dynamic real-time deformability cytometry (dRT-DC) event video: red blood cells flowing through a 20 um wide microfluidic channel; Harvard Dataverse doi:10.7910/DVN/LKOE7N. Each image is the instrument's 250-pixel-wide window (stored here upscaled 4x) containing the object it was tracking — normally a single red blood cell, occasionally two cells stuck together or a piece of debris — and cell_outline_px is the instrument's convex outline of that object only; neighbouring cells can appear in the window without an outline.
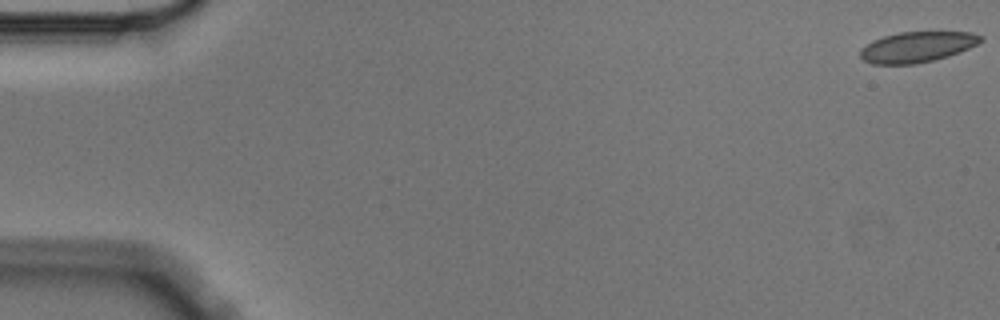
{"species": "Egyptian fruit bat (a non-hibernating species)", "species_latin": "Rousettus aegyptiacus", "temperature_condition": "cold", "stored_images_in_passage": 8, "camera_frame_rate_fps": 3000, "um_per_image_px": 0.085, "animal": {"sex": "male"}, "frame": {"image": 1, "passage_image": 1, "time_ms": 0.0, "image_size_px": [1000, 320], "cell_outline_px": [[984, 40], [960, 52], [948, 56], [916, 64], [872, 64], [864, 60], [860, 56], [860, 48], [872, 40], [884, 36], [900, 32], [972, 32], [984, 36]], "centroid_in_image_um": [77.95, 3.99], "position_along_channel_um": 7.0, "area_um2": 21.5}}
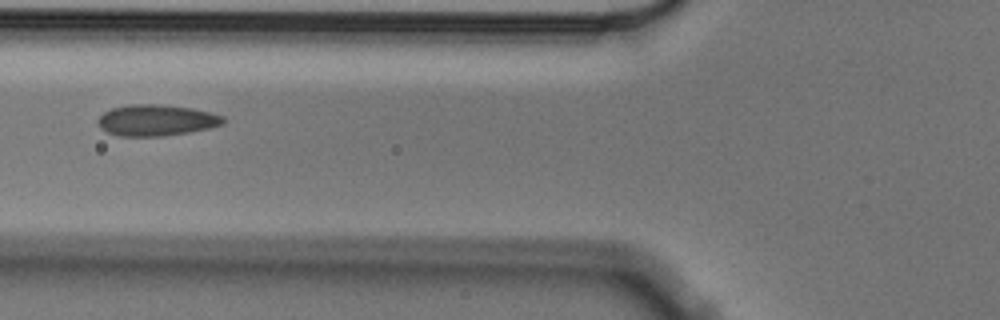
{"frame": {"image": 2, "passage_image": 7, "time_ms": 2.0, "image_size_px": [1000, 320], "cell_outline_px": [[224, 124], [208, 128], [188, 132], [164, 136], [120, 136], [108, 132], [100, 128], [96, 120], [104, 112], [112, 108], [128, 104], [156, 104], [192, 108], [212, 112], [224, 116]], "centroid_in_image_um": [13.28, 10.21], "position_along_channel_um": 112.5, "area_um2": 22.83}}
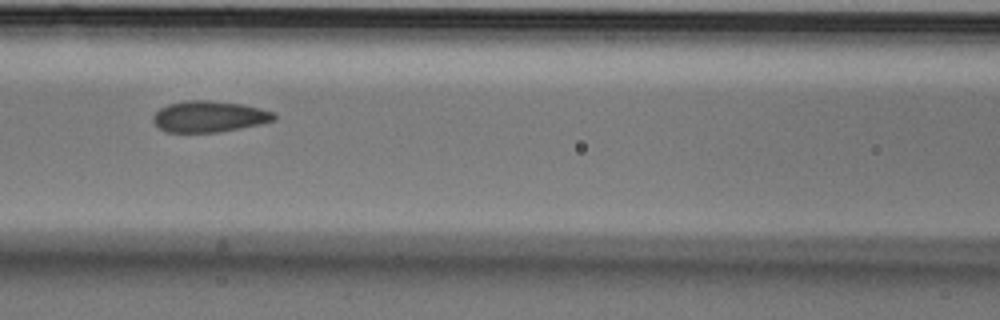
{"frame": {"image": 3, "passage_image": 8, "time_ms": 2.333, "image_size_px": [1000, 320], "cell_outline_px": [[276, 120], [260, 124], [220, 132], [168, 132], [160, 128], [152, 120], [152, 116], [160, 108], [168, 104], [184, 100], [208, 100], [244, 104], [276, 112]], "centroid_in_image_um": [17.81, 9.89], "position_along_channel_um": 148.8, "area_um2": 22.14}}